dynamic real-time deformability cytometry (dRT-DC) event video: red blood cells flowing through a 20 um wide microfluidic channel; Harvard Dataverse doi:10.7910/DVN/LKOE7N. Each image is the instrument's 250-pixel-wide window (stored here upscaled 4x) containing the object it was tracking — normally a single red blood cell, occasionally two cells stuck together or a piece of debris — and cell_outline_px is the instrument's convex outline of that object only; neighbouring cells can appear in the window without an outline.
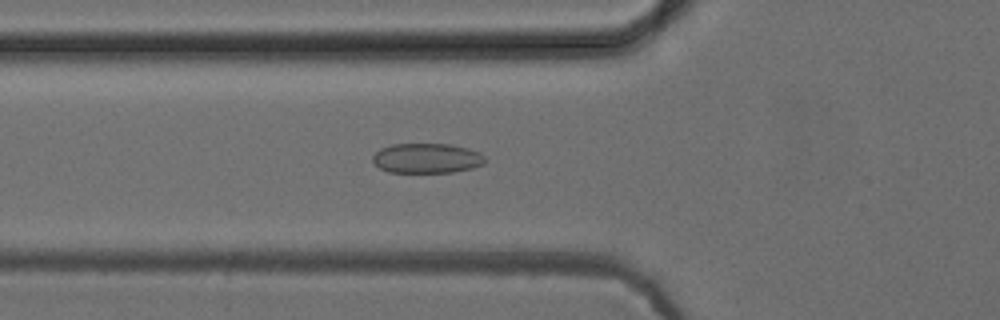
{"species": "common noctule bat (a hibernating species)", "species_latin": "Nyctalus noctula", "temperature_condition": "cold", "stored_images_in_passage": 16, "camera_frame_rate_fps": 3000, "um_per_image_px": 0.085, "animal": {"sex": "female", "body_mass_g": 24.6, "forearm_length_mm": 56.2}, "frame": {"image": 1, "passage_image": 6, "time_ms": 1.667, "image_size_px": [1000, 320], "cell_outline_px": [[484, 164], [472, 168], [452, 172], [388, 172], [380, 168], [372, 160], [372, 156], [380, 148], [392, 144], [448, 144], [468, 148], [480, 152], [484, 156]], "centroid_in_image_um": [36.27, 13.44], "position_along_channel_um": 89.5, "area_um2": 19.54}}
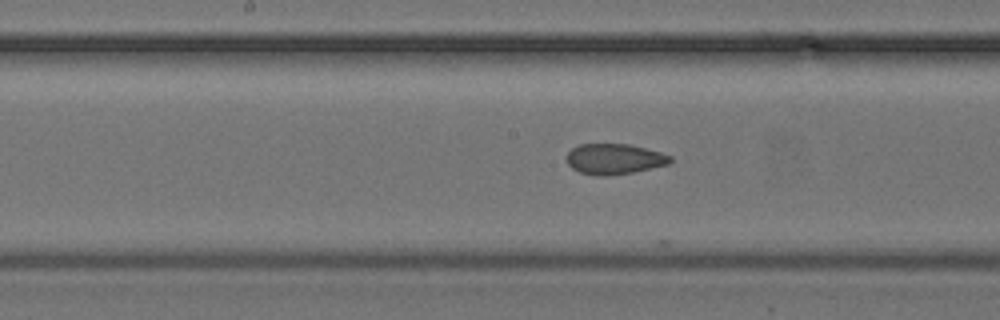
{"frame": {"image": 2, "passage_image": 14, "time_ms": 4.333, "image_size_px": [1000, 320], "cell_outline_px": [[672, 160], [668, 164], [632, 172], [608, 176], [596, 176], [580, 172], [572, 168], [568, 164], [568, 152], [572, 148], [580, 144], [628, 144], [660, 152], [672, 156]], "centroid_in_image_um": [52.21, 13.52], "position_along_channel_um": 196.0, "area_um2": 18.26}}